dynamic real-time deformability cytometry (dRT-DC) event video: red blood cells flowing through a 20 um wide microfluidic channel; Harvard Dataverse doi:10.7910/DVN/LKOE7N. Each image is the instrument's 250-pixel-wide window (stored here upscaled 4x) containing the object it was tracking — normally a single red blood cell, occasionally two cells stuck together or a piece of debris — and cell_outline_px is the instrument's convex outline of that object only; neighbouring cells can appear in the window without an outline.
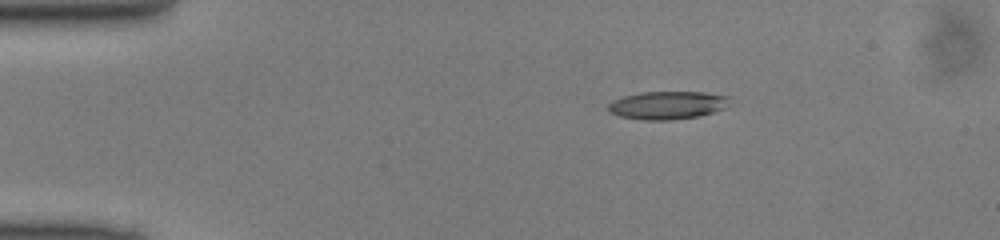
{"species": "common noctule bat (a hibernating species)", "species_latin": "Nyctalus noctula", "temperature_condition": "cold", "stored_images_in_passage": 41, "camera_frame_rate_fps": 3000, "um_per_image_px": 0.085, "animal": {"sex": "male", "body_mass_g": 13.0, "forearm_length_mm": 53.1}, "frame": {"image": 1, "passage_image": 1, "time_ms": 0.0, "image_size_px": [1000, 240], "cell_outline_px": [[732, 96], [728, 108], [700, 116], [672, 120], [644, 120], [620, 116], [608, 112], [608, 104], [612, 100], [624, 96], [640, 92], [704, 92]], "centroid_in_image_um": [56.79, 8.94], "position_along_channel_um": 28.2, "area_um2": 20.23}}
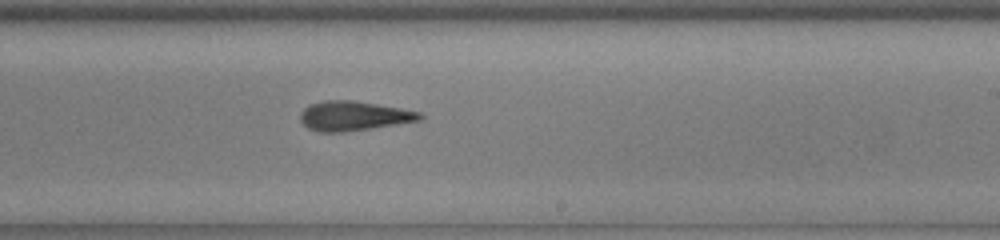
{"frame": {"image": 2, "passage_image": 22, "time_ms": 7.0, "image_size_px": [1000, 240], "cell_outline_px": [[424, 116], [420, 120], [372, 128], [340, 132], [320, 132], [308, 128], [300, 120], [300, 112], [308, 104], [324, 100], [352, 100], [400, 108], [420, 112]], "centroid_in_image_um": [30.02, 9.84], "position_along_channel_um": 259.0, "area_um2": 20.46}}
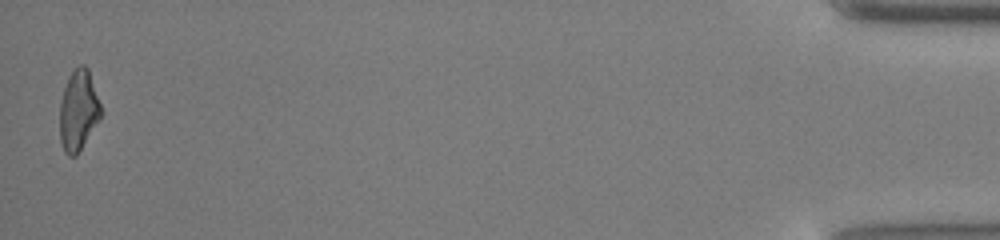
{"frame": {"image": 3, "passage_image": 41, "time_ms": 13.333, "image_size_px": [1000, 240], "cell_outline_px": [[100, 120], [76, 156], [68, 156], [64, 152], [60, 140], [60, 100], [68, 76], [80, 64], [84, 64], [88, 68], [100, 104]], "centroid_in_image_um": [6.65, 9.4], "position_along_channel_um": 428.6, "area_um2": 19.25}}